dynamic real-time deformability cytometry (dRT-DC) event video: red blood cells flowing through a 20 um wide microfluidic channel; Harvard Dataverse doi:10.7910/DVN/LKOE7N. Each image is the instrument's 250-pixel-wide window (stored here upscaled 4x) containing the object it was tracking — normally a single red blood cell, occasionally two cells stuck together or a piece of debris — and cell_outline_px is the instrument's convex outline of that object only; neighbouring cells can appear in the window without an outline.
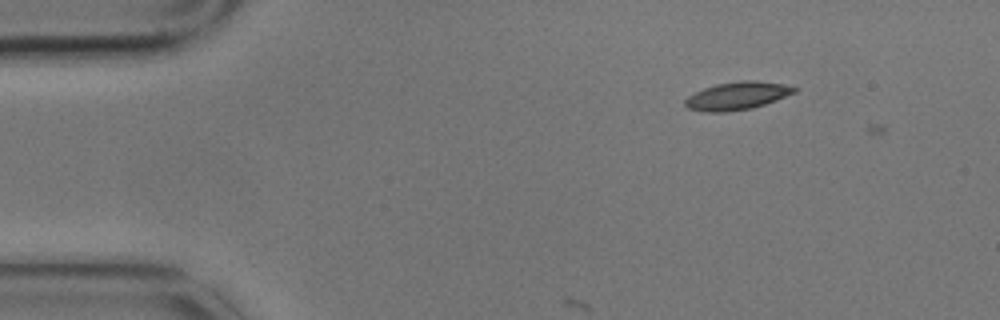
{"species": "common noctule bat (a hibernating species)", "species_latin": "Nyctalus noctula", "temperature_condition": "cold", "stored_images_in_passage": 8, "camera_frame_rate_fps": 3000, "um_per_image_px": 0.085, "animal": {"sex": "male", "body_mass_g": 17.9}, "frame": {"image": 1, "passage_image": 2, "time_ms": 0.333, "image_size_px": [1000, 320], "cell_outline_px": [[800, 88], [796, 92], [776, 100], [752, 108], [724, 112], [704, 112], [688, 108], [684, 104], [684, 100], [688, 96], [704, 88], [716, 84], [740, 80], [756, 80], [784, 84]], "centroid_in_image_um": [62.67, 8.14], "position_along_channel_um": 22.3, "area_um2": 17.8}}